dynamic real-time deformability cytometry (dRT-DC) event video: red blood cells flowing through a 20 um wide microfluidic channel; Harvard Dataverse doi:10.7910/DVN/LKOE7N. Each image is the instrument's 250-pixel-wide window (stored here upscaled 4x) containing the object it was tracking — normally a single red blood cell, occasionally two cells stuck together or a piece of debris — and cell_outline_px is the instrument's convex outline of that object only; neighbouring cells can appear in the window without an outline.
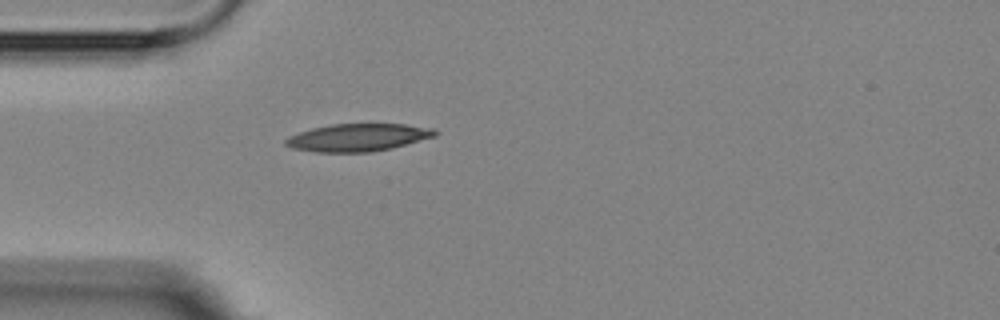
{"species": "Egyptian fruit bat (a non-hibernating species)", "species_latin": "Rousettus aegyptiacus", "temperature_condition": "room temperature", "stored_images_in_passage": 1, "camera_frame_rate_fps": 3000, "um_per_image_px": 0.085, "animal": {"sex": "female"}, "frame": {"image": 1, "passage_image": 1, "time_ms": 0.0, "image_size_px": [1000, 320], "cell_outline_px": [[440, 132], [436, 136], [392, 148], [372, 152], [316, 152], [292, 148], [284, 144], [284, 140], [288, 136], [312, 128], [332, 124], [404, 124], [432, 128]], "centroid_in_image_um": [30.43, 11.69], "position_along_channel_um": 54.6, "area_um2": 24.04}}